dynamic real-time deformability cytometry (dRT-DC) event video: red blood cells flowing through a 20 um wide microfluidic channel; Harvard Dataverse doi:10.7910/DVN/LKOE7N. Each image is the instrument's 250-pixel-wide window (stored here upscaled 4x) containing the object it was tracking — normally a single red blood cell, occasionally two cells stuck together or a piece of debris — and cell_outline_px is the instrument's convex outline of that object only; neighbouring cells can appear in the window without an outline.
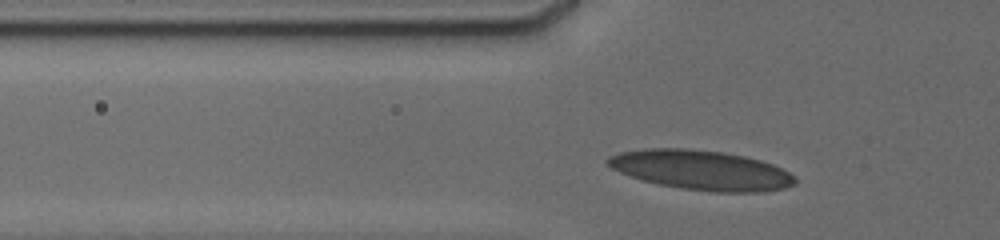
{"species": "human", "species_latin": "Homo sapiens", "temperature_condition": "cold", "stored_images_in_passage": 40, "camera_frame_rate_fps": 3000, "um_per_image_px": 0.085, "donor": {"sex": "male"}, "frame": {"image": 1, "passage_image": 6, "time_ms": 1.667, "image_size_px": [1000, 240], "cell_outline_px": [[796, 184], [784, 188], [764, 192], [716, 192], [680, 188], [660, 184], [644, 180], [620, 172], [612, 168], [604, 160], [608, 156], [616, 152], [644, 148], [688, 148], [724, 152], [744, 156], [760, 160], [772, 164], [796, 176]], "centroid_in_image_um": [59.6, 14.45], "position_along_channel_um": 66.2, "area_um2": 43.41}}
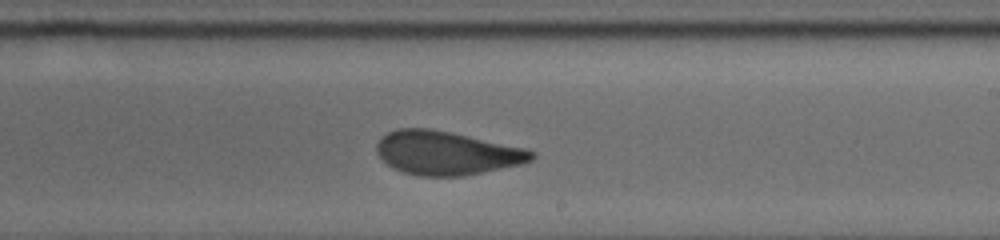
{"frame": {"image": 2, "passage_image": 22, "time_ms": 6.667, "image_size_px": [1000, 240], "cell_outline_px": [[536, 156], [532, 160], [524, 164], [464, 176], [420, 176], [404, 172], [392, 168], [376, 152], [376, 144], [388, 132], [396, 128], [428, 128], [448, 132], [524, 148], [536, 152]], "centroid_in_image_um": [37.97, 13.02], "position_along_channel_um": 251.0, "area_um2": 39.19}}
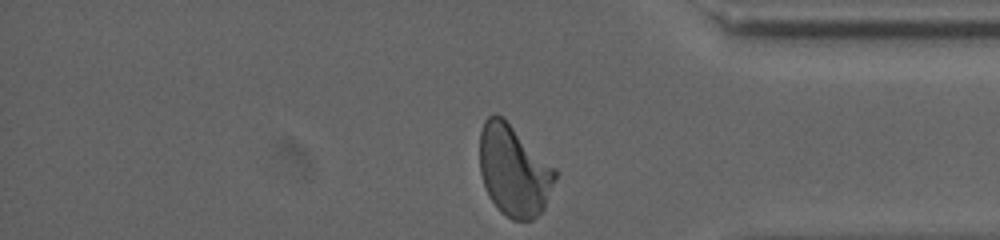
{"frame": {"image": 3, "passage_image": 39, "time_ms": 10.667, "image_size_px": [1000, 240], "cell_outline_px": [[556, 180], [544, 208], [532, 220], [512, 220], [500, 212], [496, 208], [484, 184], [480, 172], [480, 132], [484, 120], [488, 116], [496, 112], [504, 116], [556, 168]], "centroid_in_image_um": [43.68, 14.45], "position_along_channel_um": 391.5, "area_um2": 40.52}, "authors_computed_cell_mechanics": {"area_um2": 39.9687, "velocity_mm_per_s": 3.8016, "shape_relaxation_time_tau1_ms": 5.017, "shape_relaxation_time_tau2_ms": 1.1767, "deformation_change_tau1": 0.1591, "deformation_change_tau2": 0.0728}}